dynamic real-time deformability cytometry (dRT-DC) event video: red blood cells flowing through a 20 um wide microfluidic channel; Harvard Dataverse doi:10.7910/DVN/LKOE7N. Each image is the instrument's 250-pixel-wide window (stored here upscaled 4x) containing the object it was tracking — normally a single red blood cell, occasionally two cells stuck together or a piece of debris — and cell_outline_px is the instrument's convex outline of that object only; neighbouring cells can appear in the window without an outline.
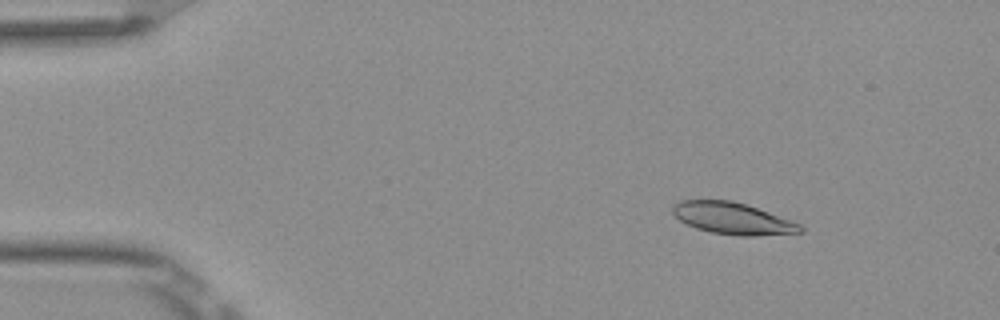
{"species": "Egyptian fruit bat (a non-hibernating species)", "species_latin": "Rousettus aegyptiacus", "temperature_condition": "room temperature", "stored_images_in_passage": 51, "camera_frame_rate_fps": 3000, "um_per_image_px": 0.085, "frame": {"image": 1, "passage_image": 6, "time_ms": 1.667, "image_size_px": [1000, 320], "cell_outline_px": [[804, 232], [756, 236], [740, 236], [712, 232], [696, 228], [680, 220], [672, 212], [672, 208], [680, 200], [732, 200], [768, 212], [800, 224], [804, 228]], "centroid_in_image_um": [62.29, 18.57], "position_along_channel_um": 22.7, "area_um2": 23.29}}
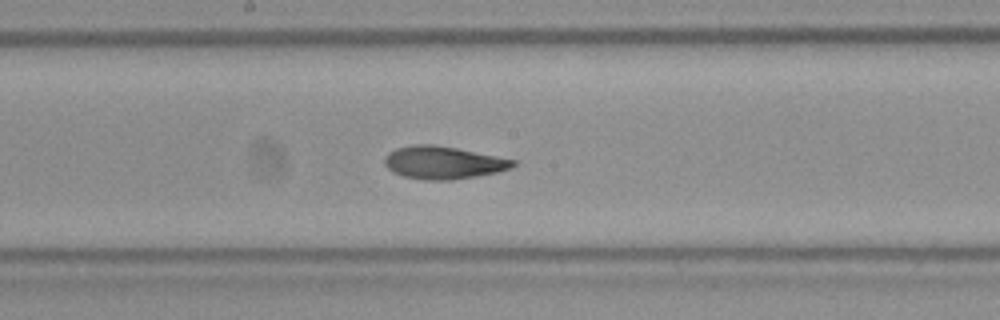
{"frame": {"image": 2, "passage_image": 27, "time_ms": 8.667, "image_size_px": [1000, 320], "cell_outline_px": [[516, 164], [512, 168], [496, 172], [476, 176], [452, 180], [424, 180], [404, 176], [392, 172], [384, 164], [384, 156], [388, 152], [396, 148], [412, 144], [432, 144], [456, 148], [516, 160]], "centroid_in_image_um": [37.64, 13.82], "position_along_channel_um": 210.6, "area_um2": 24.51}}
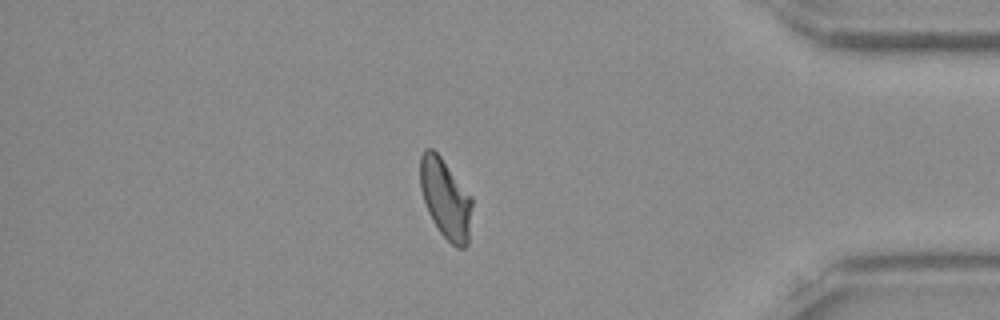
{"frame": {"image": 3, "passage_image": 44, "time_ms": 14.333, "image_size_px": [1000, 320], "cell_outline_px": [[472, 204], [468, 244], [464, 248], [456, 248], [440, 232], [432, 220], [428, 212], [420, 188], [420, 156], [424, 148], [432, 148], [440, 156], [472, 196]], "centroid_in_image_um": [37.87, 16.88], "position_along_channel_um": 397.3, "area_um2": 24.1}, "authors_computed_cell_mechanics": {"area_um2": 24.3916, "velocity_mm_per_s": 3.8621, "shape_relaxation_time_tau1_ms": 3.7578, "shape_relaxation_time_tau2_ms": 1.8769, "deformation_change_tau1": 0.1423, "deformation_change_tau2": 0.0647}}